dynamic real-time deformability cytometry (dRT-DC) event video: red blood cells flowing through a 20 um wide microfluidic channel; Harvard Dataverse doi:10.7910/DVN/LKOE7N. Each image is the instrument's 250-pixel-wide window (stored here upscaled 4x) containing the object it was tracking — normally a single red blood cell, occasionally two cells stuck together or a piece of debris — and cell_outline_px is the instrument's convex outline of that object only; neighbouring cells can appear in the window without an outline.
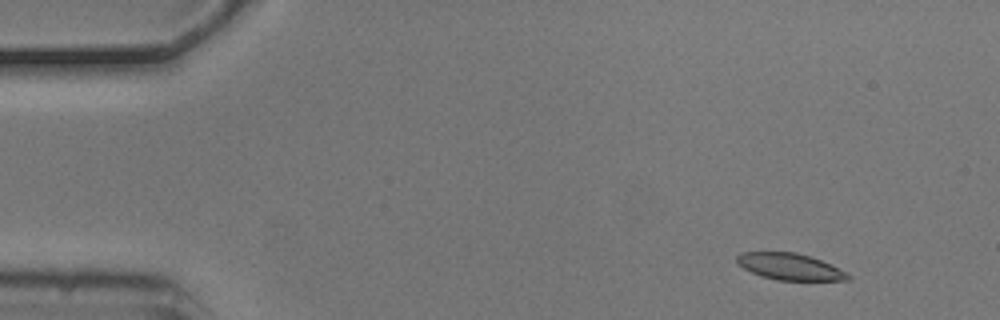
{"species": "common noctule bat (a hibernating species)", "species_latin": "Nyctalus noctula", "temperature_condition": "cold", "stored_images_in_passage": 5, "camera_frame_rate_fps": 3000, "um_per_image_px": 0.085, "animal": {"sex": "male", "body_mass_g": 20.5, "forearm_length_mm": 52.5}, "frame": {"image": 1, "passage_image": 2, "time_ms": 0.333, "image_size_px": [1000, 320], "cell_outline_px": [[852, 276], [848, 280], [776, 280], [752, 272], [744, 268], [736, 260], [736, 256], [740, 252], [796, 252], [832, 264]], "centroid_in_image_um": [67.15, 22.66], "position_along_channel_um": 17.8, "area_um2": 16.99}}
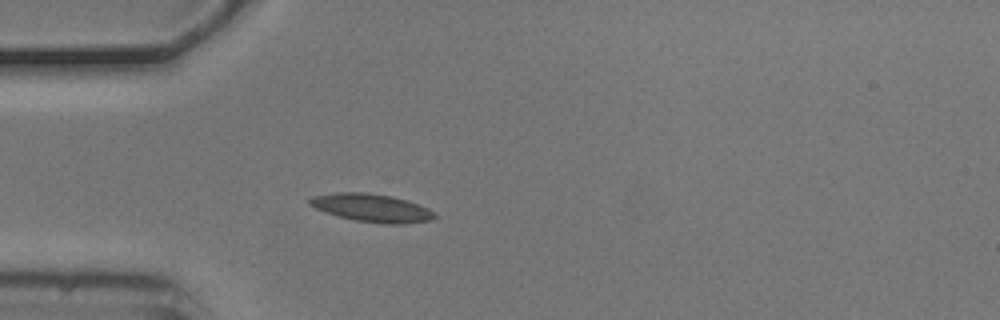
{"frame": {"image": 2, "passage_image": 5, "time_ms": 1.333, "image_size_px": [1000, 320], "cell_outline_px": [[436, 216], [432, 220], [404, 224], [384, 224], [356, 220], [336, 216], [316, 208], [308, 204], [308, 200], [312, 196], [336, 192], [368, 192], [392, 196], [408, 200], [428, 208], [436, 212]], "centroid_in_image_um": [31.62, 17.66], "position_along_channel_um": 53.4, "area_um2": 20.63}}